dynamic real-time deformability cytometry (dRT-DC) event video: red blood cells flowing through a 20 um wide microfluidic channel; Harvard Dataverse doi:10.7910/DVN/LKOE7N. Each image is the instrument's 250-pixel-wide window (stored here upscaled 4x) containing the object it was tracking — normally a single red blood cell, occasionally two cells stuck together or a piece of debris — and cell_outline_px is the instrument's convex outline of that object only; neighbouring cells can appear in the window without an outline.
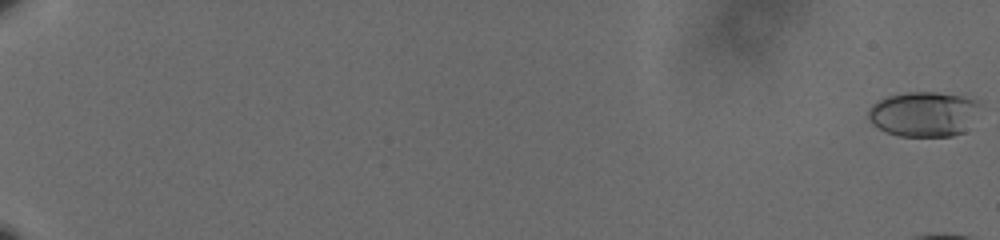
{"species": "human", "species_latin": "Homo sapiens", "temperature_condition": "cold", "stored_images_in_passage": 20, "camera_frame_rate_fps": 3000, "um_per_image_px": 0.085, "donor": {"sex": "male"}, "frame": {"image": 1, "passage_image": 1, "time_ms": 0.0, "image_size_px": [1000, 240], "cell_outline_px": [[980, 104], [964, 132], [952, 136], [900, 136], [888, 132], [872, 124], [868, 116], [868, 112], [872, 104], [888, 96], [908, 92], [936, 92], [964, 96], [976, 100]], "centroid_in_image_um": [78.5, 9.69], "position_along_channel_um": 6.5, "area_um2": 28.9}}